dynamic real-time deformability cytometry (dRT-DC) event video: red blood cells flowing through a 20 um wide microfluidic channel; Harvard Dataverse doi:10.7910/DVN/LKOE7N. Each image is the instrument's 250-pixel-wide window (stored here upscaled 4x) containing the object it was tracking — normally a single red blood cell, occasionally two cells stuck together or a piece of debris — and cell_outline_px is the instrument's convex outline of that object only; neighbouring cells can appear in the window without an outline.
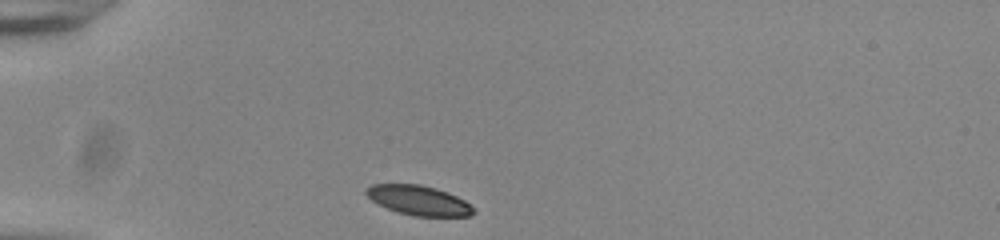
{"species": "common noctule bat (a hibernating species)", "species_latin": "Nyctalus noctula", "temperature_condition": "room temperature", "stored_images_in_passage": 32, "camera_frame_rate_fps": 3000, "um_per_image_px": 0.085, "animal": {"sex": "male", "body_mass_g": 20.0, "forearm_length_mm": 53.3}, "frame": {"image": 1, "passage_image": 1, "time_ms": 0.0, "image_size_px": [1000, 240], "cell_outline_px": [[476, 212], [472, 216], [412, 216], [388, 208], [372, 200], [364, 192], [364, 188], [372, 184], [420, 184], [436, 188], [448, 192], [464, 200]], "centroid_in_image_um": [35.58, 17.02], "position_along_channel_um": 49.4, "area_um2": 18.44}}
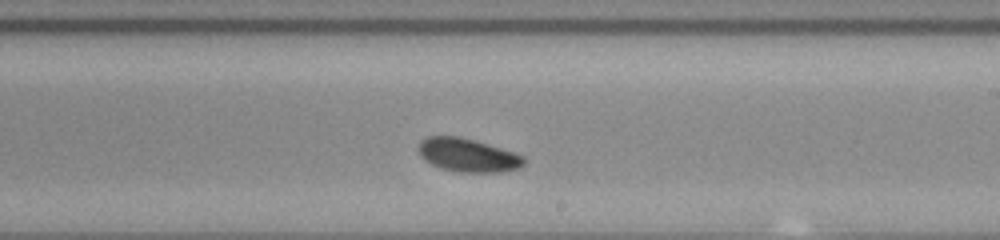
{"frame": {"image": 2, "passage_image": 19, "time_ms": 6.0, "image_size_px": [1000, 240], "cell_outline_px": [[524, 164], [516, 168], [500, 172], [456, 172], [440, 168], [424, 160], [420, 156], [420, 140], [428, 136], [456, 136], [472, 140], [516, 152], [524, 156]], "centroid_in_image_um": [39.75, 13.19], "position_along_channel_um": 249.2, "area_um2": 20.35}}
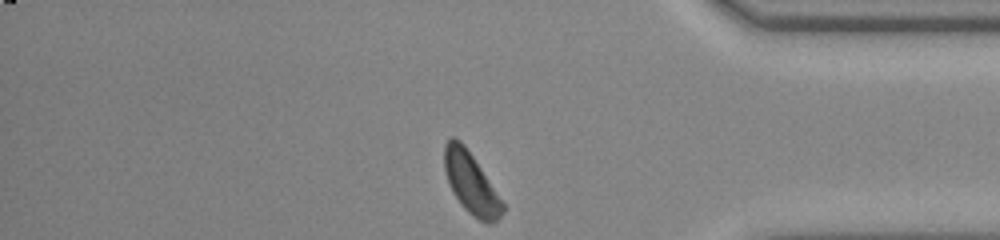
{"frame": {"image": 3, "passage_image": 32, "time_ms": 10.333, "image_size_px": [1000, 240], "cell_outline_px": [[504, 212], [496, 220], [488, 224], [480, 220], [468, 212], [464, 208], [452, 192], [444, 168], [444, 144], [452, 136], [460, 140], [464, 144], [504, 204]], "centroid_in_image_um": [40.01, 15.56], "position_along_channel_um": 395.2, "area_um2": 20.23}, "authors_computed_cell_mechanics": {"area_um2": 20.6924, "velocity_mm_per_s": 3.7767, "shape_relaxation_time_tau1_ms": 1.5201, "shape_relaxation_time_tau2_ms": null, "deformation_change_tau1": 0.0812, "deformation_change_tau2": null}}